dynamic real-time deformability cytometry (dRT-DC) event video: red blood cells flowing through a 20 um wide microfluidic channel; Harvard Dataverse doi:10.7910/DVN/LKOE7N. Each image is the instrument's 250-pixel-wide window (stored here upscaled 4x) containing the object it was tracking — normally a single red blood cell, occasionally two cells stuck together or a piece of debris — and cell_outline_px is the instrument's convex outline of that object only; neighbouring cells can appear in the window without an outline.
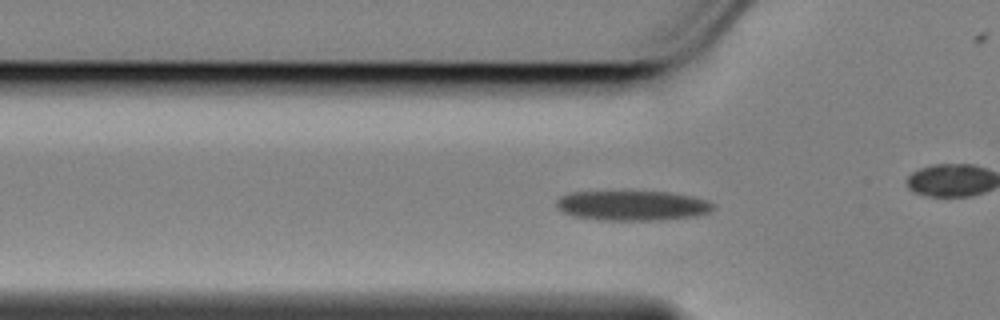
{"species": "Egyptian fruit bat (a non-hibernating species)", "species_latin": "Rousettus aegyptiacus", "temperature_condition": "cold", "stored_images_in_passage": 50, "camera_frame_rate_fps": 3000, "um_per_image_px": 0.085, "animal": {"sex": "female"}, "frame": {"image": 1, "passage_image": 10, "time_ms": 3.0, "image_size_px": [1000, 320], "cell_outline_px": [[716, 208], [708, 212], [696, 216], [660, 220], [596, 220], [572, 216], [556, 208], [556, 200], [560, 196], [572, 192], [668, 192], [688, 196], [704, 200], [712, 204]], "centroid_in_image_um": [53.69, 17.49], "position_along_channel_um": 72.1, "area_um2": 27.17}}
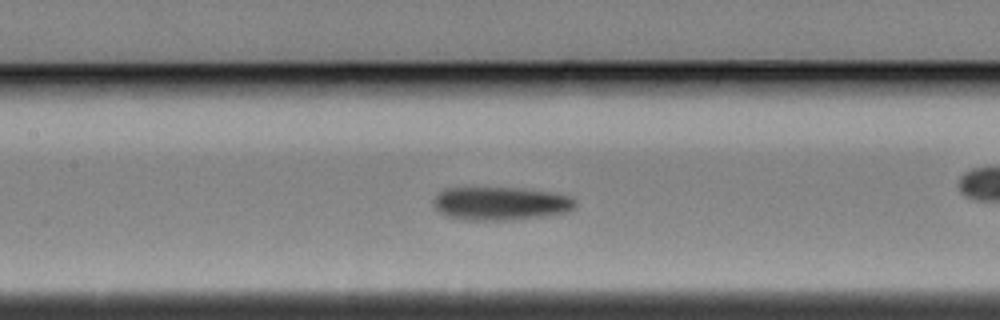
{"frame": {"image": 2, "passage_image": 18, "time_ms": 5.667, "image_size_px": [1000, 320], "cell_outline_px": [[576, 208], [568, 212], [544, 216], [512, 220], [464, 220], [448, 216], [440, 212], [432, 204], [432, 200], [444, 188], [520, 188], [552, 192], [572, 196], [576, 200]], "centroid_in_image_um": [42.59, 17.3], "position_along_channel_um": 164.8, "area_um2": 27.8}}
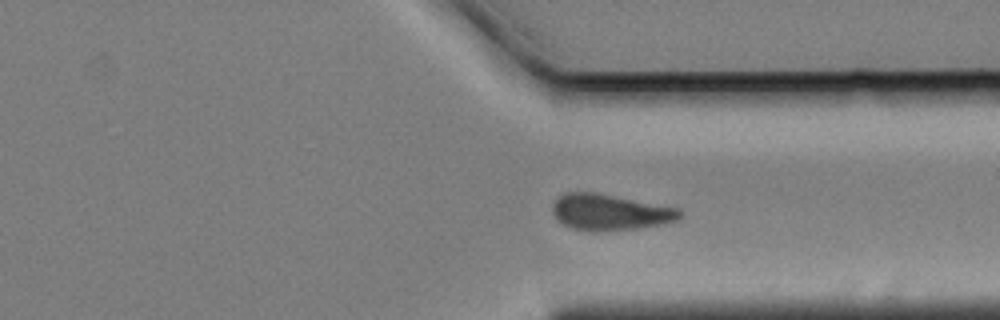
{"frame": {"image": 3, "passage_image": 35, "time_ms": 11.333, "image_size_px": [1000, 320], "cell_outline_px": [[684, 212], [676, 220], [664, 224], [636, 228], [592, 232], [576, 228], [564, 224], [552, 212], [552, 204], [556, 196], [564, 192], [596, 192], [680, 208]], "centroid_in_image_um": [51.85, 18.01], "position_along_channel_um": 359.6, "area_um2": 26.82}, "authors_computed_cell_mechanics": {"area_um2": 26.9926, "velocity_mm_per_s": 3.4381, "shape_relaxation_time_tau1_ms": 7.6248, "shape_relaxation_time_tau2_ms": 7.1498, "deformation_change_tau1": 0.1639, "deformation_change_tau2": 0.1426}}